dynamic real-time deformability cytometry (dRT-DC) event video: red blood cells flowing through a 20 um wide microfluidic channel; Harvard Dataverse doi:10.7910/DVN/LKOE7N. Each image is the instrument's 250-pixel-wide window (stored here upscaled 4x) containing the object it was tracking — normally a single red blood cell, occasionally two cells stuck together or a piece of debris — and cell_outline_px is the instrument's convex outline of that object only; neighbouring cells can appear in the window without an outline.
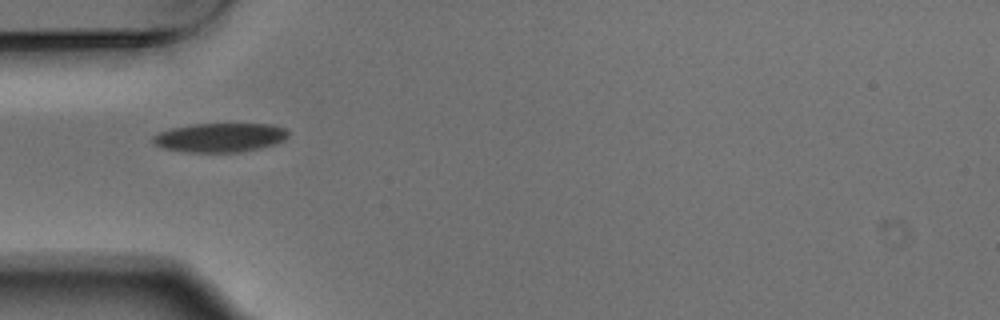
{"species": "Egyptian fruit bat (a non-hibernating species)", "species_latin": "Rousettus aegyptiacus", "temperature_condition": "warm", "stored_images_in_passage": 3, "camera_frame_rate_fps": 3000, "um_per_image_px": 0.085, "animal": {"sex": "male"}, "frame": {"image": 1, "passage_image": 1, "time_ms": 0.0, "image_size_px": [1000, 320], "cell_outline_px": [[288, 136], [284, 140], [276, 144], [240, 152], [184, 152], [164, 148], [156, 144], [152, 140], [152, 136], [160, 132], [172, 128], [192, 124], [272, 124], [284, 128], [288, 132]], "centroid_in_image_um": [18.71, 11.69], "position_along_channel_um": 66.3, "area_um2": 22.83}}
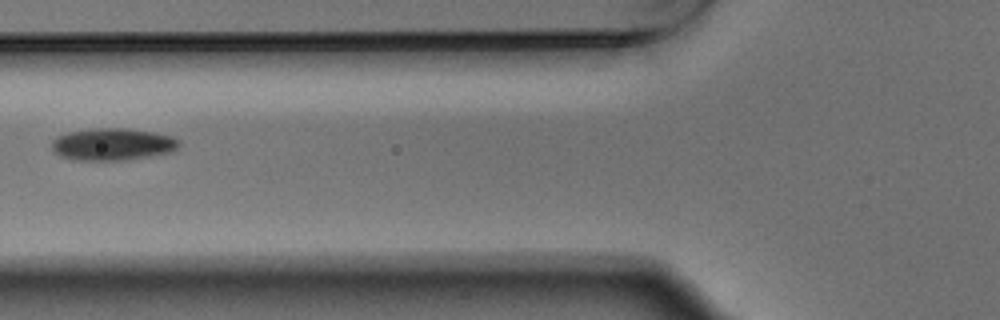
{"frame": {"image": 2, "passage_image": 2, "time_ms": 0.333, "image_size_px": [1000, 320], "cell_outline_px": [[180, 144], [172, 152], [152, 156], [128, 160], [72, 160], [60, 156], [52, 148], [52, 140], [56, 136], [68, 132], [92, 128], [128, 128], [152, 132], [172, 136], [180, 140]], "centroid_in_image_um": [9.58, 12.26], "position_along_channel_um": 116.2, "area_um2": 24.1}}
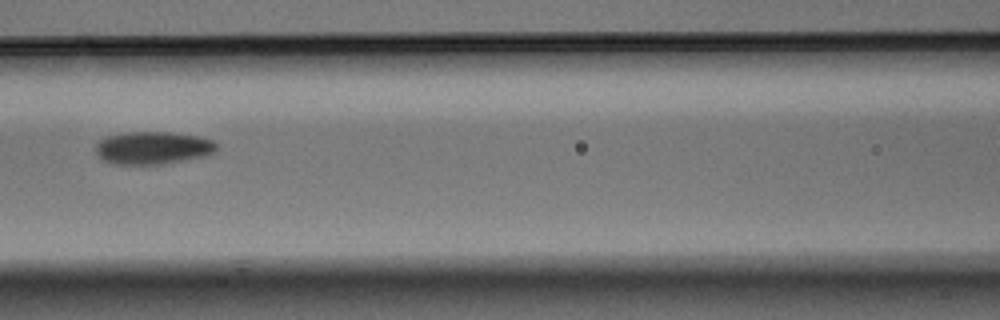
{"frame": {"image": 3, "passage_image": 3, "time_ms": 0.667, "image_size_px": [1000, 320], "cell_outline_px": [[216, 148], [208, 156], [164, 164], [112, 164], [104, 160], [96, 152], [96, 144], [100, 140], [108, 136], [128, 132], [172, 132], [196, 136], [212, 140], [216, 144]], "centroid_in_image_um": [13.0, 12.57], "position_along_channel_um": 153.6, "area_um2": 22.95}}